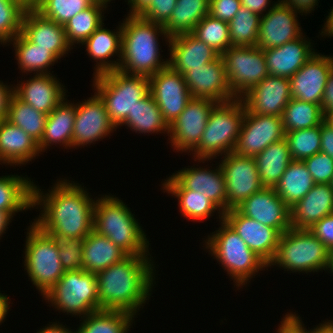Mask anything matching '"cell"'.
<instances>
[{"instance_id": "1", "label": "cell", "mask_w": 333, "mask_h": 333, "mask_svg": "<svg viewBox=\"0 0 333 333\" xmlns=\"http://www.w3.org/2000/svg\"><path fill=\"white\" fill-rule=\"evenodd\" d=\"M87 190L69 178H58L46 193L34 183L33 209L41 211L33 222L45 233L84 239L93 230L96 200Z\"/></svg>"}, {"instance_id": "2", "label": "cell", "mask_w": 333, "mask_h": 333, "mask_svg": "<svg viewBox=\"0 0 333 333\" xmlns=\"http://www.w3.org/2000/svg\"><path fill=\"white\" fill-rule=\"evenodd\" d=\"M151 257L128 255L96 274L100 310L126 311L138 318L156 284V264Z\"/></svg>"}, {"instance_id": "3", "label": "cell", "mask_w": 333, "mask_h": 333, "mask_svg": "<svg viewBox=\"0 0 333 333\" xmlns=\"http://www.w3.org/2000/svg\"><path fill=\"white\" fill-rule=\"evenodd\" d=\"M122 55L118 70L150 77L169 65L160 54V38L169 45L170 36L162 25L141 16L128 15L122 20Z\"/></svg>"}, {"instance_id": "4", "label": "cell", "mask_w": 333, "mask_h": 333, "mask_svg": "<svg viewBox=\"0 0 333 333\" xmlns=\"http://www.w3.org/2000/svg\"><path fill=\"white\" fill-rule=\"evenodd\" d=\"M98 196L94 205L93 231L106 236L128 255H150V241L131 208L116 195Z\"/></svg>"}, {"instance_id": "5", "label": "cell", "mask_w": 333, "mask_h": 333, "mask_svg": "<svg viewBox=\"0 0 333 333\" xmlns=\"http://www.w3.org/2000/svg\"><path fill=\"white\" fill-rule=\"evenodd\" d=\"M220 226L204 239L206 251L217 260L229 278L233 280L237 290L247 287L251 279L268 270V264L253 252L233 228L223 219ZM205 243V244H204ZM221 263V265H220ZM240 287V288H239Z\"/></svg>"}, {"instance_id": "6", "label": "cell", "mask_w": 333, "mask_h": 333, "mask_svg": "<svg viewBox=\"0 0 333 333\" xmlns=\"http://www.w3.org/2000/svg\"><path fill=\"white\" fill-rule=\"evenodd\" d=\"M246 108L241 99L217 103L209 114L199 144L190 152L194 159H217L235 149Z\"/></svg>"}, {"instance_id": "7", "label": "cell", "mask_w": 333, "mask_h": 333, "mask_svg": "<svg viewBox=\"0 0 333 333\" xmlns=\"http://www.w3.org/2000/svg\"><path fill=\"white\" fill-rule=\"evenodd\" d=\"M92 89L101 98L111 122L118 128L138 102L150 93L149 77L120 70L93 76Z\"/></svg>"}, {"instance_id": "8", "label": "cell", "mask_w": 333, "mask_h": 333, "mask_svg": "<svg viewBox=\"0 0 333 333\" xmlns=\"http://www.w3.org/2000/svg\"><path fill=\"white\" fill-rule=\"evenodd\" d=\"M328 254L329 249L309 229L290 228L281 234L268 267L276 266L293 274L323 272L327 269Z\"/></svg>"}, {"instance_id": "9", "label": "cell", "mask_w": 333, "mask_h": 333, "mask_svg": "<svg viewBox=\"0 0 333 333\" xmlns=\"http://www.w3.org/2000/svg\"><path fill=\"white\" fill-rule=\"evenodd\" d=\"M42 298L59 313L83 318L100 310L97 275L84 269L65 271Z\"/></svg>"}, {"instance_id": "10", "label": "cell", "mask_w": 333, "mask_h": 333, "mask_svg": "<svg viewBox=\"0 0 333 333\" xmlns=\"http://www.w3.org/2000/svg\"><path fill=\"white\" fill-rule=\"evenodd\" d=\"M26 230L24 271L43 297L65 271L61 265L59 250L51 237L32 221Z\"/></svg>"}, {"instance_id": "11", "label": "cell", "mask_w": 333, "mask_h": 333, "mask_svg": "<svg viewBox=\"0 0 333 333\" xmlns=\"http://www.w3.org/2000/svg\"><path fill=\"white\" fill-rule=\"evenodd\" d=\"M232 94L240 99L269 75L261 48L231 46L222 55Z\"/></svg>"}, {"instance_id": "12", "label": "cell", "mask_w": 333, "mask_h": 333, "mask_svg": "<svg viewBox=\"0 0 333 333\" xmlns=\"http://www.w3.org/2000/svg\"><path fill=\"white\" fill-rule=\"evenodd\" d=\"M220 165L225 179L227 211L238 207L245 199L263 188L253 157L234 151L222 156Z\"/></svg>"}, {"instance_id": "13", "label": "cell", "mask_w": 333, "mask_h": 333, "mask_svg": "<svg viewBox=\"0 0 333 333\" xmlns=\"http://www.w3.org/2000/svg\"><path fill=\"white\" fill-rule=\"evenodd\" d=\"M91 97L78 101L76 116L72 133V148L88 147L104 138L110 137L116 131V126L111 122L105 105L101 98L94 92ZM101 139V140H100Z\"/></svg>"}, {"instance_id": "14", "label": "cell", "mask_w": 333, "mask_h": 333, "mask_svg": "<svg viewBox=\"0 0 333 333\" xmlns=\"http://www.w3.org/2000/svg\"><path fill=\"white\" fill-rule=\"evenodd\" d=\"M216 101L207 98H192L176 120L169 125L172 149L190 153L200 142L208 117Z\"/></svg>"}, {"instance_id": "15", "label": "cell", "mask_w": 333, "mask_h": 333, "mask_svg": "<svg viewBox=\"0 0 333 333\" xmlns=\"http://www.w3.org/2000/svg\"><path fill=\"white\" fill-rule=\"evenodd\" d=\"M285 133L281 117L254 114L246 110L233 151L239 155L254 157L270 144L285 138Z\"/></svg>"}, {"instance_id": "16", "label": "cell", "mask_w": 333, "mask_h": 333, "mask_svg": "<svg viewBox=\"0 0 333 333\" xmlns=\"http://www.w3.org/2000/svg\"><path fill=\"white\" fill-rule=\"evenodd\" d=\"M150 93L157 103L164 120L171 125L193 98L184 75L169 65L149 77Z\"/></svg>"}, {"instance_id": "17", "label": "cell", "mask_w": 333, "mask_h": 333, "mask_svg": "<svg viewBox=\"0 0 333 333\" xmlns=\"http://www.w3.org/2000/svg\"><path fill=\"white\" fill-rule=\"evenodd\" d=\"M298 15L302 16L289 5L276 1V4L261 16L255 46L267 50L301 37L304 33Z\"/></svg>"}, {"instance_id": "18", "label": "cell", "mask_w": 333, "mask_h": 333, "mask_svg": "<svg viewBox=\"0 0 333 333\" xmlns=\"http://www.w3.org/2000/svg\"><path fill=\"white\" fill-rule=\"evenodd\" d=\"M236 209L248 218L277 229L281 234L291 228L290 207L274 188L263 187L245 199Z\"/></svg>"}, {"instance_id": "19", "label": "cell", "mask_w": 333, "mask_h": 333, "mask_svg": "<svg viewBox=\"0 0 333 333\" xmlns=\"http://www.w3.org/2000/svg\"><path fill=\"white\" fill-rule=\"evenodd\" d=\"M333 55L316 52L291 78V98L321 105Z\"/></svg>"}, {"instance_id": "20", "label": "cell", "mask_w": 333, "mask_h": 333, "mask_svg": "<svg viewBox=\"0 0 333 333\" xmlns=\"http://www.w3.org/2000/svg\"><path fill=\"white\" fill-rule=\"evenodd\" d=\"M184 79L193 98H207L217 103L236 99L229 86L221 55L203 67L190 69L184 74Z\"/></svg>"}, {"instance_id": "21", "label": "cell", "mask_w": 333, "mask_h": 333, "mask_svg": "<svg viewBox=\"0 0 333 333\" xmlns=\"http://www.w3.org/2000/svg\"><path fill=\"white\" fill-rule=\"evenodd\" d=\"M223 219L246 245L267 264L273 260L281 236L277 229L242 215L236 208L225 212Z\"/></svg>"}, {"instance_id": "22", "label": "cell", "mask_w": 333, "mask_h": 333, "mask_svg": "<svg viewBox=\"0 0 333 333\" xmlns=\"http://www.w3.org/2000/svg\"><path fill=\"white\" fill-rule=\"evenodd\" d=\"M31 77V78H30ZM29 79L17 80L14 95L35 110L51 113L66 97L68 90L54 74H36Z\"/></svg>"}, {"instance_id": "23", "label": "cell", "mask_w": 333, "mask_h": 333, "mask_svg": "<svg viewBox=\"0 0 333 333\" xmlns=\"http://www.w3.org/2000/svg\"><path fill=\"white\" fill-rule=\"evenodd\" d=\"M240 99L250 113L281 117L291 100L290 79L268 75Z\"/></svg>"}, {"instance_id": "24", "label": "cell", "mask_w": 333, "mask_h": 333, "mask_svg": "<svg viewBox=\"0 0 333 333\" xmlns=\"http://www.w3.org/2000/svg\"><path fill=\"white\" fill-rule=\"evenodd\" d=\"M197 166H185L172 175L188 190L204 193L224 213L227 212V194L224 175L220 165L215 167L199 166V162L207 163L213 159H194ZM207 161V162H205ZM214 168V169H212Z\"/></svg>"}, {"instance_id": "25", "label": "cell", "mask_w": 333, "mask_h": 333, "mask_svg": "<svg viewBox=\"0 0 333 333\" xmlns=\"http://www.w3.org/2000/svg\"><path fill=\"white\" fill-rule=\"evenodd\" d=\"M21 33L38 47L50 51L58 60L73 49L67 42L64 25L44 18L33 7L24 13Z\"/></svg>"}, {"instance_id": "26", "label": "cell", "mask_w": 333, "mask_h": 333, "mask_svg": "<svg viewBox=\"0 0 333 333\" xmlns=\"http://www.w3.org/2000/svg\"><path fill=\"white\" fill-rule=\"evenodd\" d=\"M168 47L169 66L182 75L192 68L203 67L204 64L220 56L217 51L192 33L171 37Z\"/></svg>"}, {"instance_id": "27", "label": "cell", "mask_w": 333, "mask_h": 333, "mask_svg": "<svg viewBox=\"0 0 333 333\" xmlns=\"http://www.w3.org/2000/svg\"><path fill=\"white\" fill-rule=\"evenodd\" d=\"M307 38L303 34L280 47L263 50L269 75L290 79L316 53L312 39Z\"/></svg>"}, {"instance_id": "28", "label": "cell", "mask_w": 333, "mask_h": 333, "mask_svg": "<svg viewBox=\"0 0 333 333\" xmlns=\"http://www.w3.org/2000/svg\"><path fill=\"white\" fill-rule=\"evenodd\" d=\"M110 30L101 24L96 31L81 45L85 46L87 55L96 62L93 76L118 70L122 55V24ZM117 56L116 60L114 58ZM111 58V59H110ZM110 59V60H109Z\"/></svg>"}, {"instance_id": "29", "label": "cell", "mask_w": 333, "mask_h": 333, "mask_svg": "<svg viewBox=\"0 0 333 333\" xmlns=\"http://www.w3.org/2000/svg\"><path fill=\"white\" fill-rule=\"evenodd\" d=\"M38 143L7 119L0 121V164L13 167L29 164L38 158Z\"/></svg>"}, {"instance_id": "30", "label": "cell", "mask_w": 333, "mask_h": 333, "mask_svg": "<svg viewBox=\"0 0 333 333\" xmlns=\"http://www.w3.org/2000/svg\"><path fill=\"white\" fill-rule=\"evenodd\" d=\"M164 180L161 182L163 192L178 200L181 216L193 222H202L213 217L216 212V218L223 220L224 212L204 193L186 189L173 175Z\"/></svg>"}, {"instance_id": "31", "label": "cell", "mask_w": 333, "mask_h": 333, "mask_svg": "<svg viewBox=\"0 0 333 333\" xmlns=\"http://www.w3.org/2000/svg\"><path fill=\"white\" fill-rule=\"evenodd\" d=\"M291 211V228L310 229L316 222L333 213V189L330 184H314Z\"/></svg>"}, {"instance_id": "32", "label": "cell", "mask_w": 333, "mask_h": 333, "mask_svg": "<svg viewBox=\"0 0 333 333\" xmlns=\"http://www.w3.org/2000/svg\"><path fill=\"white\" fill-rule=\"evenodd\" d=\"M75 116L76 104L67 98L48 114L43 137L38 143V149L40 153L42 152L41 154L53 145H60L65 149L72 148Z\"/></svg>"}, {"instance_id": "33", "label": "cell", "mask_w": 333, "mask_h": 333, "mask_svg": "<svg viewBox=\"0 0 333 333\" xmlns=\"http://www.w3.org/2000/svg\"><path fill=\"white\" fill-rule=\"evenodd\" d=\"M128 254L106 236L91 231L83 240V269L97 274L126 258Z\"/></svg>"}, {"instance_id": "34", "label": "cell", "mask_w": 333, "mask_h": 333, "mask_svg": "<svg viewBox=\"0 0 333 333\" xmlns=\"http://www.w3.org/2000/svg\"><path fill=\"white\" fill-rule=\"evenodd\" d=\"M13 46L15 50V60L22 75L33 73L51 74V67L58 63V59L47 49L38 47L30 42L21 32L10 40L6 46ZM49 69V70H48Z\"/></svg>"}, {"instance_id": "35", "label": "cell", "mask_w": 333, "mask_h": 333, "mask_svg": "<svg viewBox=\"0 0 333 333\" xmlns=\"http://www.w3.org/2000/svg\"><path fill=\"white\" fill-rule=\"evenodd\" d=\"M254 160L263 187L274 188L292 161L288 143L285 138L270 144L255 155Z\"/></svg>"}, {"instance_id": "36", "label": "cell", "mask_w": 333, "mask_h": 333, "mask_svg": "<svg viewBox=\"0 0 333 333\" xmlns=\"http://www.w3.org/2000/svg\"><path fill=\"white\" fill-rule=\"evenodd\" d=\"M127 126V129L138 134L154 133L167 134L169 136V125L164 120L161 110L155 102L151 93L141 99L132 111L129 112L126 120L120 125Z\"/></svg>"}, {"instance_id": "37", "label": "cell", "mask_w": 333, "mask_h": 333, "mask_svg": "<svg viewBox=\"0 0 333 333\" xmlns=\"http://www.w3.org/2000/svg\"><path fill=\"white\" fill-rule=\"evenodd\" d=\"M27 175L0 176V210L23 212L33 208V186L35 180Z\"/></svg>"}, {"instance_id": "38", "label": "cell", "mask_w": 333, "mask_h": 333, "mask_svg": "<svg viewBox=\"0 0 333 333\" xmlns=\"http://www.w3.org/2000/svg\"><path fill=\"white\" fill-rule=\"evenodd\" d=\"M314 184L304 162L292 160L274 189L291 208L311 190Z\"/></svg>"}, {"instance_id": "39", "label": "cell", "mask_w": 333, "mask_h": 333, "mask_svg": "<svg viewBox=\"0 0 333 333\" xmlns=\"http://www.w3.org/2000/svg\"><path fill=\"white\" fill-rule=\"evenodd\" d=\"M133 314L120 310H99L80 318L77 333H129ZM134 321V322H133Z\"/></svg>"}, {"instance_id": "40", "label": "cell", "mask_w": 333, "mask_h": 333, "mask_svg": "<svg viewBox=\"0 0 333 333\" xmlns=\"http://www.w3.org/2000/svg\"><path fill=\"white\" fill-rule=\"evenodd\" d=\"M210 0H177L171 17L163 26L171 37L192 33L195 26L209 14Z\"/></svg>"}, {"instance_id": "41", "label": "cell", "mask_w": 333, "mask_h": 333, "mask_svg": "<svg viewBox=\"0 0 333 333\" xmlns=\"http://www.w3.org/2000/svg\"><path fill=\"white\" fill-rule=\"evenodd\" d=\"M107 8L102 3L94 2L90 7L76 14L64 25L67 42L72 48L77 47L75 44L81 47L80 44L88 39L104 23V11Z\"/></svg>"}, {"instance_id": "42", "label": "cell", "mask_w": 333, "mask_h": 333, "mask_svg": "<svg viewBox=\"0 0 333 333\" xmlns=\"http://www.w3.org/2000/svg\"><path fill=\"white\" fill-rule=\"evenodd\" d=\"M281 118L285 132H291L320 125L324 115L319 104L291 98Z\"/></svg>"}, {"instance_id": "43", "label": "cell", "mask_w": 333, "mask_h": 333, "mask_svg": "<svg viewBox=\"0 0 333 333\" xmlns=\"http://www.w3.org/2000/svg\"><path fill=\"white\" fill-rule=\"evenodd\" d=\"M47 116L24 103L15 95L11 97L7 120L28 133L37 143L43 137Z\"/></svg>"}, {"instance_id": "44", "label": "cell", "mask_w": 333, "mask_h": 333, "mask_svg": "<svg viewBox=\"0 0 333 333\" xmlns=\"http://www.w3.org/2000/svg\"><path fill=\"white\" fill-rule=\"evenodd\" d=\"M261 16L241 6L229 24L231 46L253 47L257 43Z\"/></svg>"}, {"instance_id": "45", "label": "cell", "mask_w": 333, "mask_h": 333, "mask_svg": "<svg viewBox=\"0 0 333 333\" xmlns=\"http://www.w3.org/2000/svg\"><path fill=\"white\" fill-rule=\"evenodd\" d=\"M192 34L220 55L231 47L228 22L216 19L209 14L195 26Z\"/></svg>"}, {"instance_id": "46", "label": "cell", "mask_w": 333, "mask_h": 333, "mask_svg": "<svg viewBox=\"0 0 333 333\" xmlns=\"http://www.w3.org/2000/svg\"><path fill=\"white\" fill-rule=\"evenodd\" d=\"M93 3V0H38L32 7L44 18L65 25Z\"/></svg>"}, {"instance_id": "47", "label": "cell", "mask_w": 333, "mask_h": 333, "mask_svg": "<svg viewBox=\"0 0 333 333\" xmlns=\"http://www.w3.org/2000/svg\"><path fill=\"white\" fill-rule=\"evenodd\" d=\"M292 160L303 161L321 150L320 125L285 133Z\"/></svg>"}, {"instance_id": "48", "label": "cell", "mask_w": 333, "mask_h": 333, "mask_svg": "<svg viewBox=\"0 0 333 333\" xmlns=\"http://www.w3.org/2000/svg\"><path fill=\"white\" fill-rule=\"evenodd\" d=\"M29 6L23 0H0V44L3 46L21 32Z\"/></svg>"}, {"instance_id": "49", "label": "cell", "mask_w": 333, "mask_h": 333, "mask_svg": "<svg viewBox=\"0 0 333 333\" xmlns=\"http://www.w3.org/2000/svg\"><path fill=\"white\" fill-rule=\"evenodd\" d=\"M59 250V258L64 271L83 269V240L71 236L47 233Z\"/></svg>"}, {"instance_id": "50", "label": "cell", "mask_w": 333, "mask_h": 333, "mask_svg": "<svg viewBox=\"0 0 333 333\" xmlns=\"http://www.w3.org/2000/svg\"><path fill=\"white\" fill-rule=\"evenodd\" d=\"M315 184H330L333 177V159L318 152L303 160Z\"/></svg>"}, {"instance_id": "51", "label": "cell", "mask_w": 333, "mask_h": 333, "mask_svg": "<svg viewBox=\"0 0 333 333\" xmlns=\"http://www.w3.org/2000/svg\"><path fill=\"white\" fill-rule=\"evenodd\" d=\"M176 3L177 0H152L151 5L140 16L164 26L171 17Z\"/></svg>"}, {"instance_id": "52", "label": "cell", "mask_w": 333, "mask_h": 333, "mask_svg": "<svg viewBox=\"0 0 333 333\" xmlns=\"http://www.w3.org/2000/svg\"><path fill=\"white\" fill-rule=\"evenodd\" d=\"M209 15L230 22L241 7L240 0H210Z\"/></svg>"}, {"instance_id": "53", "label": "cell", "mask_w": 333, "mask_h": 333, "mask_svg": "<svg viewBox=\"0 0 333 333\" xmlns=\"http://www.w3.org/2000/svg\"><path fill=\"white\" fill-rule=\"evenodd\" d=\"M309 230L328 249L333 247V213L316 222Z\"/></svg>"}, {"instance_id": "54", "label": "cell", "mask_w": 333, "mask_h": 333, "mask_svg": "<svg viewBox=\"0 0 333 333\" xmlns=\"http://www.w3.org/2000/svg\"><path fill=\"white\" fill-rule=\"evenodd\" d=\"M280 324L277 327V333H314V328L312 327L308 330L304 325L302 318L298 313L287 312L285 316L281 319Z\"/></svg>"}, {"instance_id": "55", "label": "cell", "mask_w": 333, "mask_h": 333, "mask_svg": "<svg viewBox=\"0 0 333 333\" xmlns=\"http://www.w3.org/2000/svg\"><path fill=\"white\" fill-rule=\"evenodd\" d=\"M14 95L13 84L8 85L7 82L4 83L0 80V121L7 119L9 103L11 97Z\"/></svg>"}, {"instance_id": "56", "label": "cell", "mask_w": 333, "mask_h": 333, "mask_svg": "<svg viewBox=\"0 0 333 333\" xmlns=\"http://www.w3.org/2000/svg\"><path fill=\"white\" fill-rule=\"evenodd\" d=\"M321 128V150L333 159V127L324 121L320 124Z\"/></svg>"}, {"instance_id": "57", "label": "cell", "mask_w": 333, "mask_h": 333, "mask_svg": "<svg viewBox=\"0 0 333 333\" xmlns=\"http://www.w3.org/2000/svg\"><path fill=\"white\" fill-rule=\"evenodd\" d=\"M283 4L289 5L295 11L299 12L302 15L307 16L312 11L315 10V7L319 6L320 0H278ZM319 1V2H318Z\"/></svg>"}, {"instance_id": "58", "label": "cell", "mask_w": 333, "mask_h": 333, "mask_svg": "<svg viewBox=\"0 0 333 333\" xmlns=\"http://www.w3.org/2000/svg\"><path fill=\"white\" fill-rule=\"evenodd\" d=\"M240 2L241 6L260 16H263L276 4L272 0H240Z\"/></svg>"}, {"instance_id": "59", "label": "cell", "mask_w": 333, "mask_h": 333, "mask_svg": "<svg viewBox=\"0 0 333 333\" xmlns=\"http://www.w3.org/2000/svg\"><path fill=\"white\" fill-rule=\"evenodd\" d=\"M323 115L330 109H333V70L331 71L324 88V94L321 102Z\"/></svg>"}, {"instance_id": "60", "label": "cell", "mask_w": 333, "mask_h": 333, "mask_svg": "<svg viewBox=\"0 0 333 333\" xmlns=\"http://www.w3.org/2000/svg\"><path fill=\"white\" fill-rule=\"evenodd\" d=\"M129 5L128 15L140 16L152 3V0H127Z\"/></svg>"}, {"instance_id": "61", "label": "cell", "mask_w": 333, "mask_h": 333, "mask_svg": "<svg viewBox=\"0 0 333 333\" xmlns=\"http://www.w3.org/2000/svg\"><path fill=\"white\" fill-rule=\"evenodd\" d=\"M51 323V324H49ZM46 326H43V328L38 330L36 333H77V331L69 328H67V325H63L59 321L56 320V322H49Z\"/></svg>"}, {"instance_id": "62", "label": "cell", "mask_w": 333, "mask_h": 333, "mask_svg": "<svg viewBox=\"0 0 333 333\" xmlns=\"http://www.w3.org/2000/svg\"><path fill=\"white\" fill-rule=\"evenodd\" d=\"M11 299L7 294H3L0 291V325L5 322L6 316L10 311Z\"/></svg>"}, {"instance_id": "63", "label": "cell", "mask_w": 333, "mask_h": 333, "mask_svg": "<svg viewBox=\"0 0 333 333\" xmlns=\"http://www.w3.org/2000/svg\"><path fill=\"white\" fill-rule=\"evenodd\" d=\"M16 213L18 212H6L3 210H0V240L1 237L6 233L8 226L12 222L14 216H16Z\"/></svg>"}, {"instance_id": "64", "label": "cell", "mask_w": 333, "mask_h": 333, "mask_svg": "<svg viewBox=\"0 0 333 333\" xmlns=\"http://www.w3.org/2000/svg\"><path fill=\"white\" fill-rule=\"evenodd\" d=\"M332 9L329 10L330 12H328V15L326 16V20L324 23V27L322 26L321 29V33L319 36L323 37H333V7H331Z\"/></svg>"}, {"instance_id": "65", "label": "cell", "mask_w": 333, "mask_h": 333, "mask_svg": "<svg viewBox=\"0 0 333 333\" xmlns=\"http://www.w3.org/2000/svg\"><path fill=\"white\" fill-rule=\"evenodd\" d=\"M314 333H333V321L325 320L314 327Z\"/></svg>"}, {"instance_id": "66", "label": "cell", "mask_w": 333, "mask_h": 333, "mask_svg": "<svg viewBox=\"0 0 333 333\" xmlns=\"http://www.w3.org/2000/svg\"><path fill=\"white\" fill-rule=\"evenodd\" d=\"M329 270V271H328ZM333 274V247L329 249V254H328V265L326 272Z\"/></svg>"}, {"instance_id": "67", "label": "cell", "mask_w": 333, "mask_h": 333, "mask_svg": "<svg viewBox=\"0 0 333 333\" xmlns=\"http://www.w3.org/2000/svg\"><path fill=\"white\" fill-rule=\"evenodd\" d=\"M323 121L325 123H327L329 126L333 127V109L328 110L325 114H324V118Z\"/></svg>"}, {"instance_id": "68", "label": "cell", "mask_w": 333, "mask_h": 333, "mask_svg": "<svg viewBox=\"0 0 333 333\" xmlns=\"http://www.w3.org/2000/svg\"><path fill=\"white\" fill-rule=\"evenodd\" d=\"M94 2H97V3H102L104 5H106L107 7H109L108 4H110L111 1H114V0H93Z\"/></svg>"}, {"instance_id": "69", "label": "cell", "mask_w": 333, "mask_h": 333, "mask_svg": "<svg viewBox=\"0 0 333 333\" xmlns=\"http://www.w3.org/2000/svg\"><path fill=\"white\" fill-rule=\"evenodd\" d=\"M330 186H331L332 189H333V177H332V179H331Z\"/></svg>"}]
</instances>
